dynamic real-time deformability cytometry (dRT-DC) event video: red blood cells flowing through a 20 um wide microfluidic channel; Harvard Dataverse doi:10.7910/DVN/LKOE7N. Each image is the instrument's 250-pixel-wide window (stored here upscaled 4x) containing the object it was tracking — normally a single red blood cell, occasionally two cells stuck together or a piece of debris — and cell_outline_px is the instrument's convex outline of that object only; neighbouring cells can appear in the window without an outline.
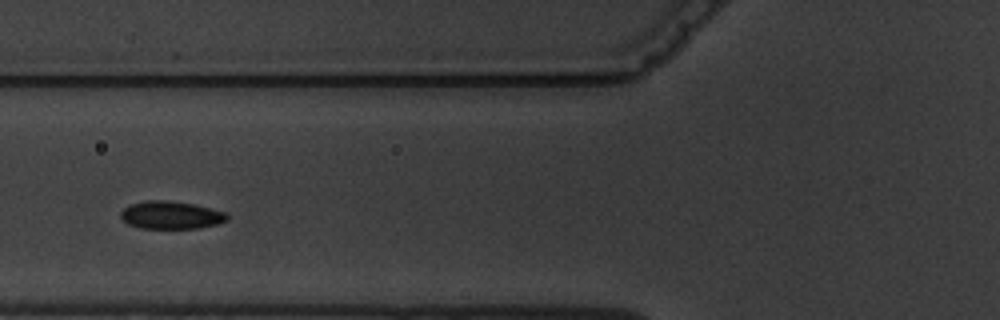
{"species": "common noctule bat (a hibernating species)", "species_latin": "Nyctalus noctula", "temperature_condition": "warm", "stored_images_in_passage": 8, "camera_frame_rate_fps": 3000, "um_per_image_px": 0.085, "animal": {"sex": "male", "body_mass_g": 19.5, "forearm_length_mm": 54.6}, "frame": {"image": 1, "passage_image": 3, "time_ms": 3.333, "image_size_px": [1000, 320], "cell_outline_px": [[228, 220], [216, 224], [196, 228], [140, 228], [128, 224], [120, 216], [120, 212], [124, 208], [132, 204], [148, 200], [164, 200], [192, 204], [224, 212], [228, 216]], "centroid_in_image_um": [14.5, 18.29], "position_along_channel_um": 111.3, "area_um2": 16.88}}
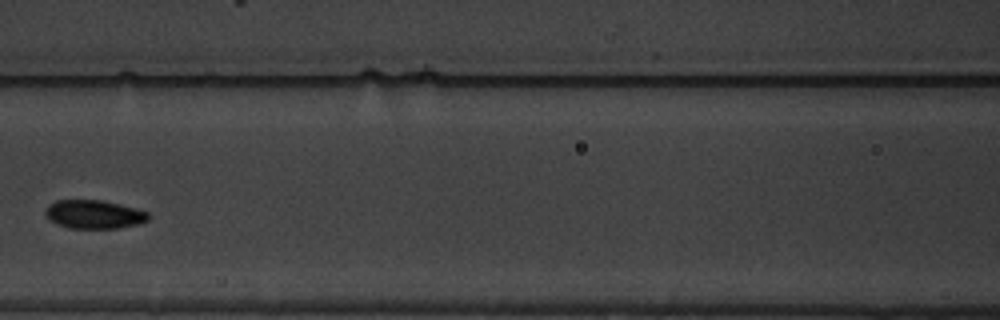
{"frame": {"image": 2, "passage_image": 4, "time_ms": 4.667, "image_size_px": [1000, 320], "cell_outline_px": [[152, 216], [148, 220], [140, 224], [116, 228], [68, 228], [56, 224], [48, 220], [44, 212], [48, 204], [56, 200], [104, 200], [136, 208], [148, 212]], "centroid_in_image_um": [7.99, 18.22], "position_along_channel_um": 158.6, "area_um2": 17.46}}